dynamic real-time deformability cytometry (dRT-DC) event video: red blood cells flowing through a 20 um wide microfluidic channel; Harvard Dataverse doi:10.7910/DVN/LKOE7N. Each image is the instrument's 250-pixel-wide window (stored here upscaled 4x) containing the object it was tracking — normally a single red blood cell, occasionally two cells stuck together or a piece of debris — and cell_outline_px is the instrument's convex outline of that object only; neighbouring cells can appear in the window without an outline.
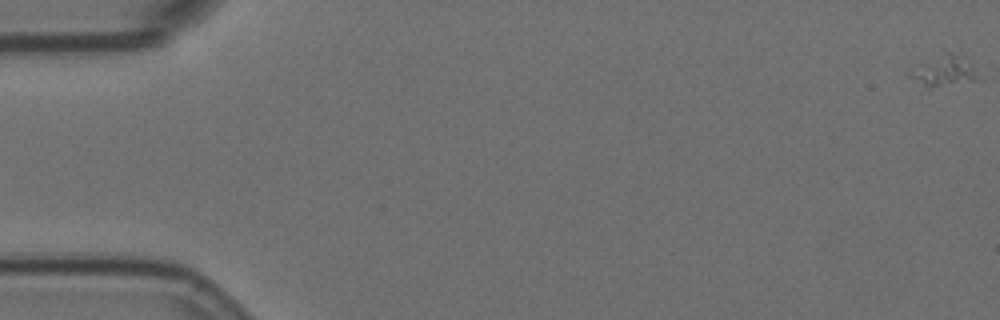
{"species": "Egyptian fruit bat (a non-hibernating species)", "species_latin": "Rousettus aegyptiacus", "temperature_condition": "room temperature", "stored_images_in_passage": 6, "camera_frame_rate_fps": 3000, "um_per_image_px": 0.085, "animal": {"sex": "female"}, "frame": {"image": 1, "passage_image": 1, "time_ms": 0.0, "image_size_px": [1000, 320], "cell_outline_px": [[984, 80], [932, 88], [928, 88], [908, 76], [904, 72], [920, 64], [948, 52], [952, 52], [972, 68]], "centroid_in_image_um": [80.2, 6.11], "position_along_channel_um": 4.8, "area_um2": 11.91}}
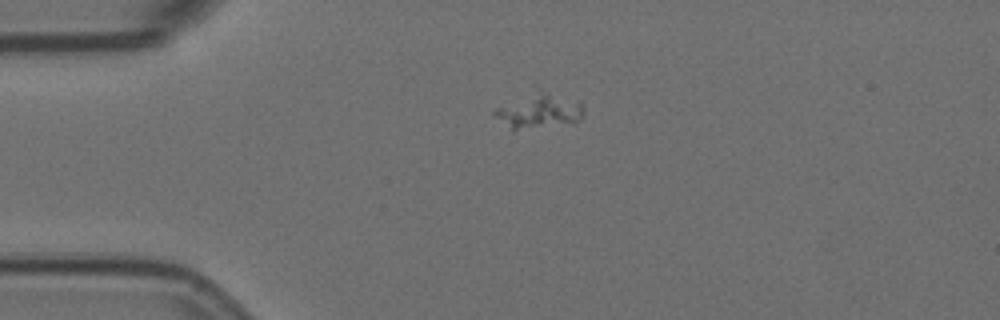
{"frame": {"image": 2, "passage_image": 4, "time_ms": 1.0, "image_size_px": [1000, 320], "cell_outline_px": [[584, 116], [580, 120], [572, 124], [512, 132], [492, 112], [496, 108], [536, 88], [540, 88], [580, 100], [584, 108]], "centroid_in_image_um": [45.88, 9.43], "position_along_channel_um": 39.1, "area_um2": 19.36}}
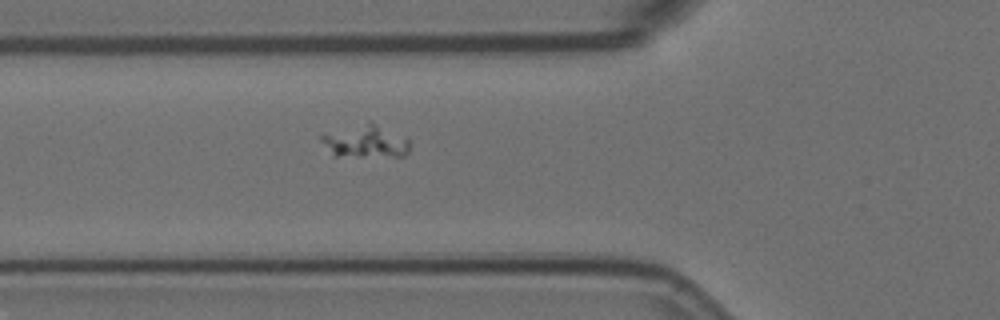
{"frame": {"image": 3, "passage_image": 6, "time_ms": 1.667, "image_size_px": [1000, 320], "cell_outline_px": [[408, 152], [404, 156], [332, 156], [320, 140], [320, 136], [368, 120], [372, 120], [408, 136]], "centroid_in_image_um": [31.12, 11.98], "position_along_channel_um": 94.7, "area_um2": 17.28}}